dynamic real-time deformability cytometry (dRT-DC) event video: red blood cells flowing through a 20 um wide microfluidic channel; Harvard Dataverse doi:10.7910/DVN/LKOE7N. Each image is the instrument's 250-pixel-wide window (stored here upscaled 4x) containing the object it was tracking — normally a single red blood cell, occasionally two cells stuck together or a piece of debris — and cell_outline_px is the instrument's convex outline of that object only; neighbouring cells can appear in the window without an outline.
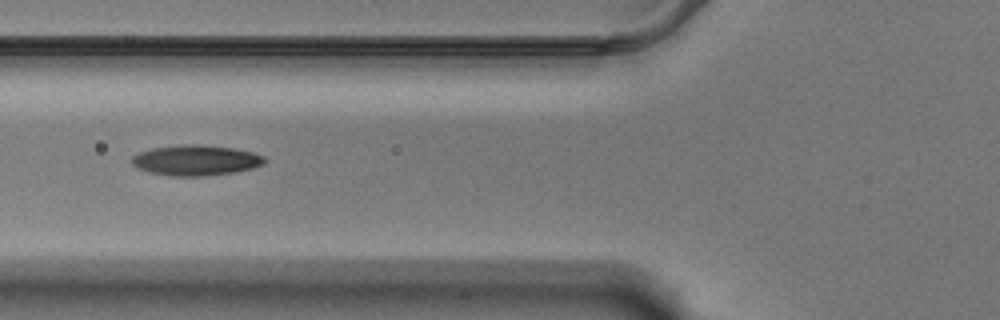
{"species": "Egyptian fruit bat (a non-hibernating species)", "species_latin": "Rousettus aegyptiacus", "temperature_condition": "warm", "stored_images_in_passage": 12, "camera_frame_rate_fps": 3000, "um_per_image_px": 0.085, "animal": {"sex": "male"}, "frame": {"image": 1, "passage_image": 6, "time_ms": 1.667, "image_size_px": [1000, 320], "cell_outline_px": [[268, 160], [264, 164], [252, 168], [232, 172], [204, 176], [172, 176], [148, 172], [132, 164], [132, 156], [140, 152], [152, 148], [188, 144], [192, 144], [232, 148], [252, 152], [264, 156]], "centroid_in_image_um": [16.66, 13.63], "position_along_channel_um": 109.1, "area_um2": 23.29}}
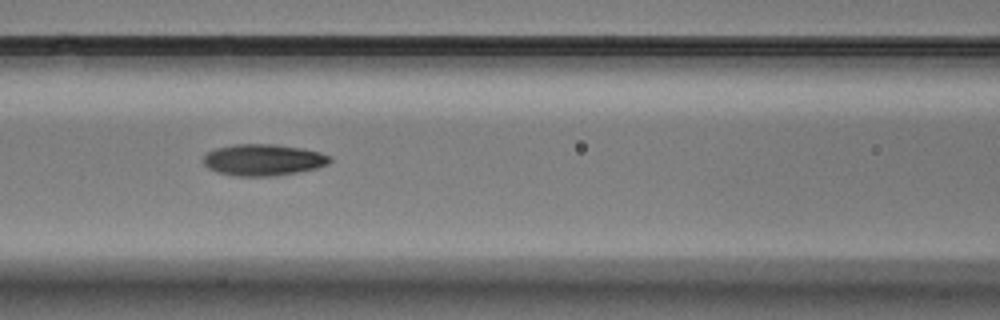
{"frame": {"image": 2, "passage_image": 9, "time_ms": 2.667, "image_size_px": [1000, 320], "cell_outline_px": [[332, 160], [328, 164], [316, 168], [296, 172], [272, 176], [232, 176], [216, 172], [208, 168], [204, 164], [204, 156], [208, 152], [216, 148], [232, 144], [276, 144], [300, 148], [320, 152], [332, 156]], "centroid_in_image_um": [22.37, 13.59], "position_along_channel_um": 144.2, "area_um2": 23.29}}